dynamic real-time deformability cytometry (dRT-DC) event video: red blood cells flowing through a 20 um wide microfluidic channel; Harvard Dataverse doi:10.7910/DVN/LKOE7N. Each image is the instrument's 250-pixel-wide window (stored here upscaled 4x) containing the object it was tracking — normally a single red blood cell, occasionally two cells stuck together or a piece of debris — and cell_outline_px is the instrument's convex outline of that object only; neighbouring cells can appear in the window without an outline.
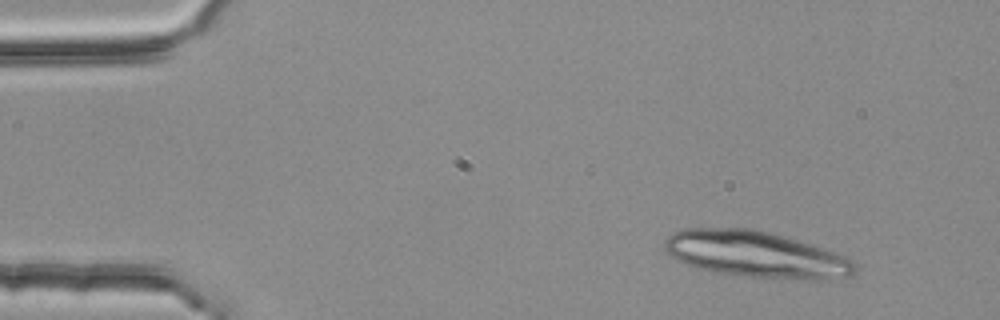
{"species": "common noctule bat (a hibernating species)", "species_latin": "Nyctalus noctula", "temperature_condition": "room temperature", "stored_images_in_passage": 3, "camera_frame_rate_fps": 3000, "um_per_image_px": 0.085, "animal": {"sex": "female", "body_mass_g": 25.1}, "frame": {"image": 1, "passage_image": 1, "time_ms": 0.0, "image_size_px": [1000, 320], "cell_outline_px": [[856, 272], [852, 276], [816, 280], [804, 280], [752, 276], [712, 272], [676, 260], [664, 248], [664, 240], [672, 232], [684, 228], [752, 228], [772, 232], [848, 256], [856, 264]], "centroid_in_image_um": [64.28, 21.61], "position_along_channel_um": 20.7, "area_um2": 51.5}}